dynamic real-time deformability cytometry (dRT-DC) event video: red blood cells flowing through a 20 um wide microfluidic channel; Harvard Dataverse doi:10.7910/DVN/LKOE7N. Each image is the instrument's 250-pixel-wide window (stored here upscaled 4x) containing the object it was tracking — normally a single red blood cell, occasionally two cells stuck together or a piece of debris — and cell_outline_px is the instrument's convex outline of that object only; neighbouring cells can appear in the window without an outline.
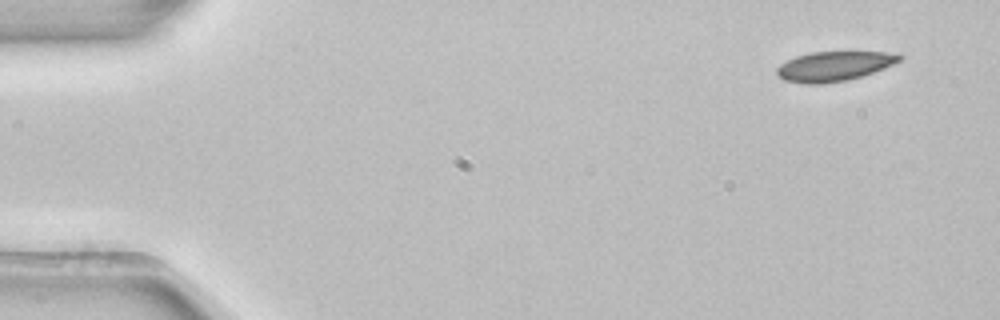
{"species": "common noctule bat (a hibernating species)", "species_latin": "Nyctalus noctula", "temperature_condition": "room temperature", "stored_images_in_passage": 4, "segment_of_instrument_passage": [1, 2], "camera_frame_rate_fps": 3000, "um_per_image_px": 0.085, "animal": {"sex": "female", "body_mass_g": 22.7, "forearm_length_mm": 54.2}, "frame": {"image": 1, "passage_image": 1, "time_ms": 0.0, "image_size_px": [1000, 320], "cell_outline_px": [[904, 56], [900, 60], [884, 68], [848, 80], [820, 84], [804, 84], [784, 80], [776, 72], [776, 68], [780, 64], [796, 56], [812, 52], [884, 52]], "centroid_in_image_um": [70.85, 5.63], "position_along_channel_um": 14.2, "area_um2": 20.92}}